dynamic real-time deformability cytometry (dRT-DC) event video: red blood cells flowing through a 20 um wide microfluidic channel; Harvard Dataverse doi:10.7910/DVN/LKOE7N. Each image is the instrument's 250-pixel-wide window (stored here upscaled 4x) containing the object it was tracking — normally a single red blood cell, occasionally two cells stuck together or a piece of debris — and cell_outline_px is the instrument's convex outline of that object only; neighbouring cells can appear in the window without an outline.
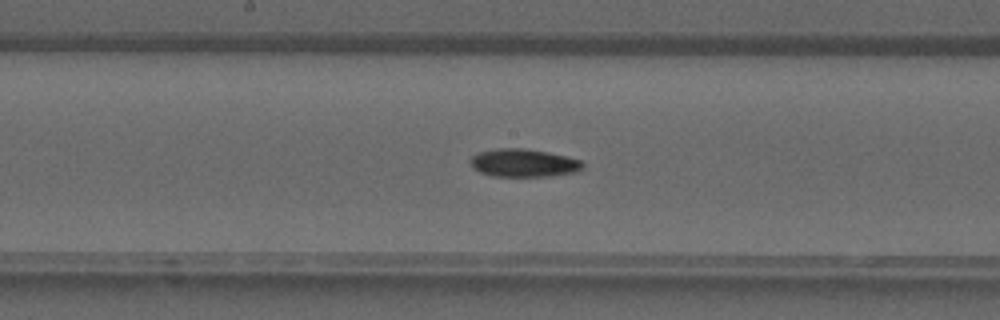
{"species": "common noctule bat (a hibernating species)", "species_latin": "Nyctalus noctula", "temperature_condition": "warm", "stored_images_in_passage": 35, "camera_frame_rate_fps": 3000, "um_per_image_px": 0.085, "animal": {"sex": "male", "forearm_length_mm": 52.5}, "frame": {"image": 1, "passage_image": 16, "time_ms": 5.0, "image_size_px": [1000, 320], "cell_outline_px": [[584, 168], [576, 172], [552, 176], [492, 176], [480, 172], [472, 168], [468, 160], [476, 152], [496, 148], [524, 148], [548, 152], [568, 156], [584, 160]], "centroid_in_image_um": [44.51, 13.84], "position_along_channel_um": 203.7, "area_um2": 18.79}}
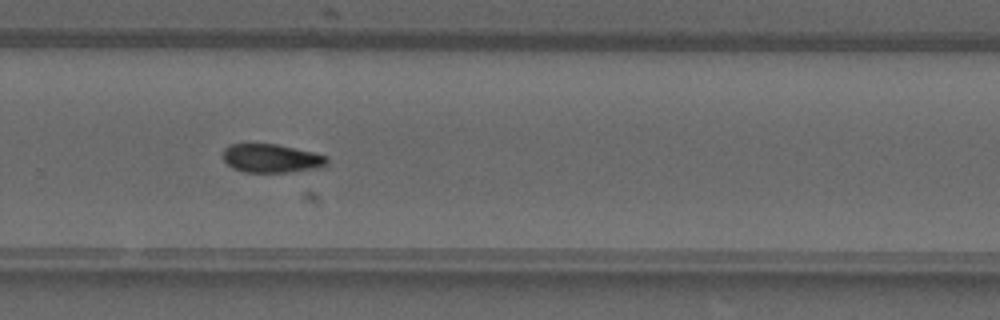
{"frame": {"image": 2, "passage_image": 22, "time_ms": 7.0, "image_size_px": [1000, 320], "cell_outline_px": [[328, 164], [316, 168], [288, 172], [244, 172], [232, 168], [224, 160], [224, 148], [228, 144], [276, 144], [312, 152], [328, 156]], "centroid_in_image_um": [23.06, 13.46], "position_along_channel_um": 306.7, "area_um2": 17.22}}
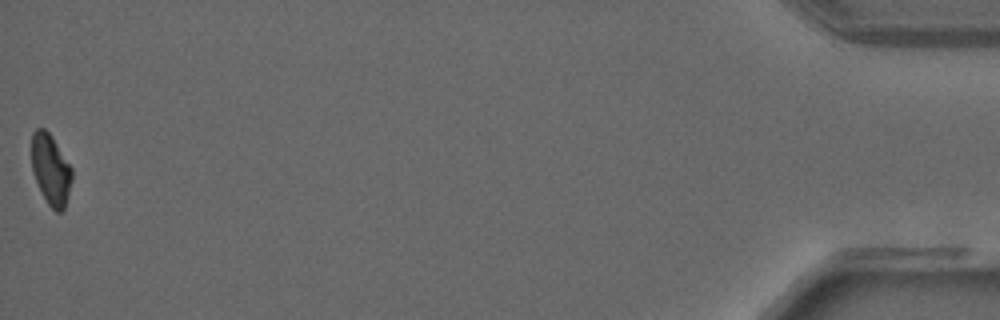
{"frame": {"image": 3, "passage_image": 35, "time_ms": 11.333, "image_size_px": [1000, 320], "cell_outline_px": [[72, 180], [64, 208], [60, 212], [56, 212], [48, 204], [32, 172], [32, 132], [36, 128], [44, 128], [52, 136], [72, 168]], "centroid_in_image_um": [4.31, 14.38], "position_along_channel_um": 430.9, "area_um2": 16.42}}